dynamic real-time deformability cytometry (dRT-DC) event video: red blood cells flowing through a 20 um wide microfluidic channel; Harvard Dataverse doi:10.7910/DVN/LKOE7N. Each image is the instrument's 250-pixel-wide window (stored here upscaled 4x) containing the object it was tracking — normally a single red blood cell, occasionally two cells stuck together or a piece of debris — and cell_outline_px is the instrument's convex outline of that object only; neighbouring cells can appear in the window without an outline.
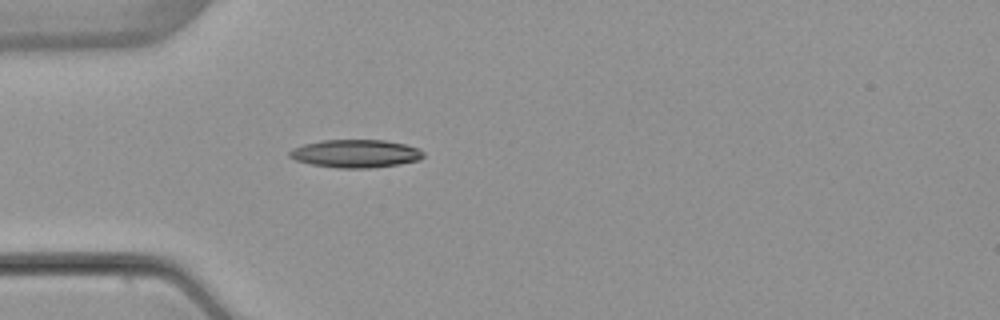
{"species": "common noctule bat (a hibernating species)", "species_latin": "Nyctalus noctula", "temperature_condition": "warm", "stored_images_in_passage": 1, "camera_frame_rate_fps": 3000, "um_per_image_px": 0.085, "animal": {"sex": "female", "body_mass_g": 22.7, "forearm_length_mm": 54.2}, "frame": {"image": 1, "passage_image": 1, "time_ms": 0.0, "image_size_px": [1000, 320], "cell_outline_px": [[424, 156], [420, 160], [400, 164], [368, 168], [336, 168], [312, 164], [296, 160], [288, 156], [288, 152], [292, 148], [304, 144], [320, 140], [384, 140], [404, 144], [420, 148], [424, 152]], "centroid_in_image_um": [30.24, 13.05], "position_along_channel_um": 54.8, "area_um2": 21.96}}